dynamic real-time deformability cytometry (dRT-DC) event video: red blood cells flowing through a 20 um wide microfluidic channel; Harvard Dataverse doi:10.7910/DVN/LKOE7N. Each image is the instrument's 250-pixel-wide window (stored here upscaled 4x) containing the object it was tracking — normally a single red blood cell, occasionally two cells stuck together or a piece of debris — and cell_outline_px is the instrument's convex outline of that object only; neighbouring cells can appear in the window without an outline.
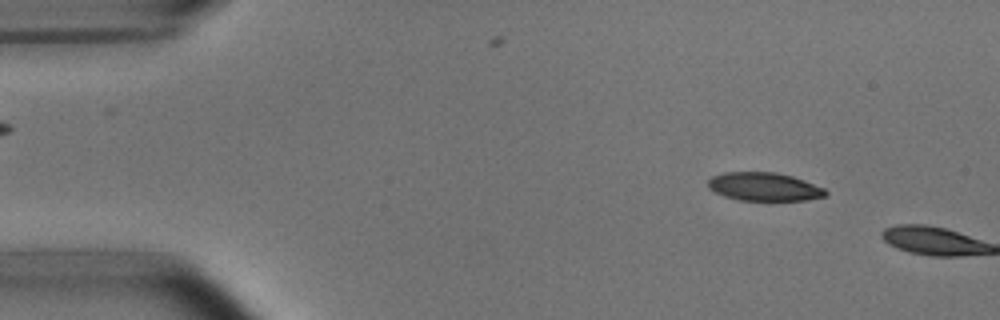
{"species": "common noctule bat (a hibernating species)", "species_latin": "Nyctalus noctula", "temperature_condition": "room temperature", "stored_images_in_passage": 6, "camera_frame_rate_fps": 3000, "um_per_image_px": 0.085, "animal": {"sex": "male", "body_mass_g": 15.6}, "frame": {"image": 1, "passage_image": 5, "time_ms": 1.333, "image_size_px": [1000, 320], "cell_outline_px": [[828, 192], [824, 196], [808, 200], [740, 200], [724, 196], [708, 188], [708, 180], [712, 176], [724, 172], [776, 172], [792, 176], [804, 180], [824, 188]], "centroid_in_image_um": [64.94, 15.86], "position_along_channel_um": 20.1, "area_um2": 19.36}}